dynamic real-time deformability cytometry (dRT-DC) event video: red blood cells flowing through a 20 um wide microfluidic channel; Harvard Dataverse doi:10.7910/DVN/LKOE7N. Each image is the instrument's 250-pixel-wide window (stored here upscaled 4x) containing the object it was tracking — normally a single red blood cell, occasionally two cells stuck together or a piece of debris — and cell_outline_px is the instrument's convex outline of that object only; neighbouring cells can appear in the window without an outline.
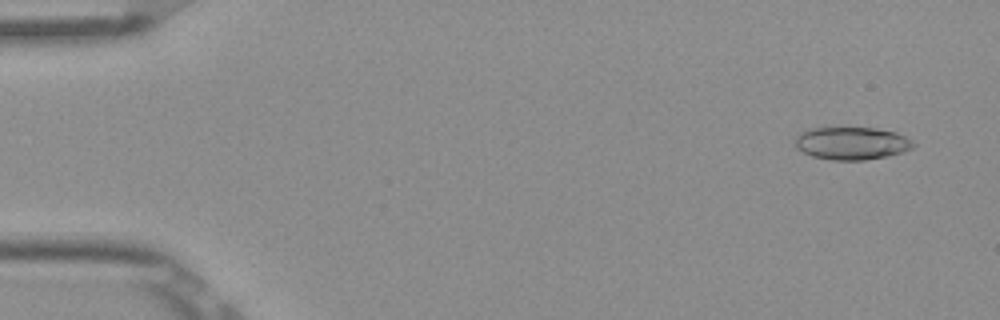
{"species": "Egyptian fruit bat (a non-hibernating species)", "species_latin": "Rousettus aegyptiacus", "temperature_condition": "room temperature", "stored_images_in_passage": 52, "camera_frame_rate_fps": 3000, "um_per_image_px": 0.085, "frame": {"image": 1, "passage_image": 3, "time_ms": 0.667, "image_size_px": [1000, 320], "cell_outline_px": [[916, 144], [912, 148], [904, 152], [888, 156], [864, 160], [832, 160], [812, 156], [796, 148], [796, 136], [800, 132], [808, 128], [876, 128], [896, 132], [912, 140]], "centroid_in_image_um": [72.41, 12.18], "position_along_channel_um": 12.6, "area_um2": 22.6}}
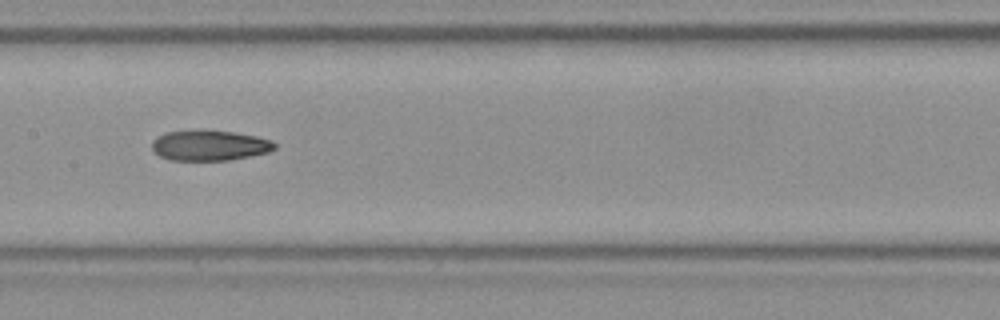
{"frame": {"image": 2, "passage_image": 26, "time_ms": 8.333, "image_size_px": [1000, 320], "cell_outline_px": [[276, 148], [268, 152], [228, 160], [168, 160], [160, 156], [152, 148], [152, 140], [156, 136], [164, 132], [196, 128], [232, 132], [256, 136], [272, 140], [276, 144]], "centroid_in_image_um": [17.76, 12.33], "position_along_channel_um": 189.6, "area_um2": 22.14}}
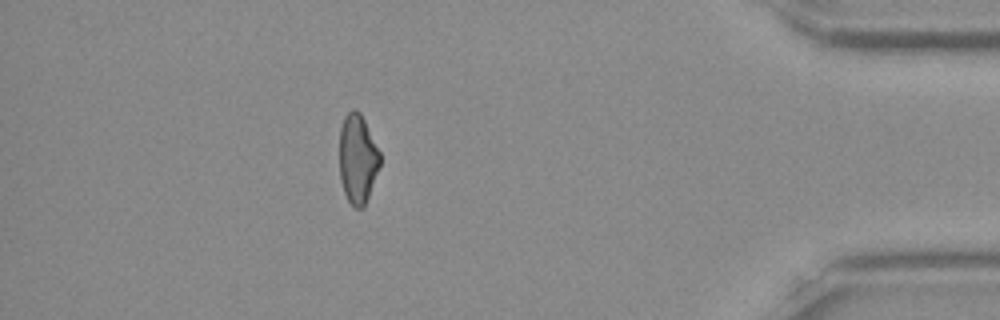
{"frame": {"image": 3, "passage_image": 46, "time_ms": 15.0, "image_size_px": [1000, 320], "cell_outline_px": [[380, 164], [368, 196], [364, 204], [360, 208], [356, 208], [348, 200], [344, 192], [340, 180], [340, 128], [344, 116], [352, 108], [356, 108], [360, 112], [380, 152]], "centroid_in_image_um": [30.38, 13.45], "position_along_channel_um": 404.8, "area_um2": 20.81}, "authors_computed_cell_mechanics": {"area_um2": 22.3108, "velocity_mm_per_s": 3.9106, "shape_relaxation_time_tau1_ms": null, "shape_relaxation_time_tau2_ms": 3.4755, "deformation_change_tau1": null, "deformation_change_tau2": 0.1148}}